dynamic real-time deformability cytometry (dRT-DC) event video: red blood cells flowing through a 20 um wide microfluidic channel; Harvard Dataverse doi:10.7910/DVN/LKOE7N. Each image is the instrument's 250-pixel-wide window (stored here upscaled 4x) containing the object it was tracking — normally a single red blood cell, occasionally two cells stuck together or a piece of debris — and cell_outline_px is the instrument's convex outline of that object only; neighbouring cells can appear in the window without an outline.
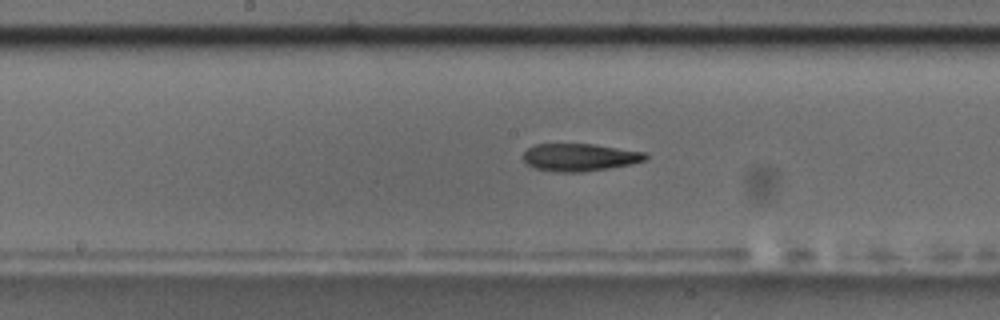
{"species": "common noctule bat (a hibernating species)", "species_latin": "Nyctalus noctula", "temperature_condition": "room temperature", "stored_images_in_passage": 49, "camera_frame_rate_fps": 3000, "um_per_image_px": 0.085, "animal": {"sex": "male", "body_mass_g": 17.5, "forearm_length_mm": 52.3}, "frame": {"image": 1, "passage_image": 28, "time_ms": 9.0, "image_size_px": [1000, 320], "cell_outline_px": [[648, 156], [644, 160], [632, 164], [608, 168], [580, 172], [556, 172], [536, 168], [528, 164], [524, 160], [524, 152], [528, 148], [536, 144], [592, 144], [644, 152]], "centroid_in_image_um": [49.26, 13.37], "position_along_channel_um": 198.9, "area_um2": 19.36}}